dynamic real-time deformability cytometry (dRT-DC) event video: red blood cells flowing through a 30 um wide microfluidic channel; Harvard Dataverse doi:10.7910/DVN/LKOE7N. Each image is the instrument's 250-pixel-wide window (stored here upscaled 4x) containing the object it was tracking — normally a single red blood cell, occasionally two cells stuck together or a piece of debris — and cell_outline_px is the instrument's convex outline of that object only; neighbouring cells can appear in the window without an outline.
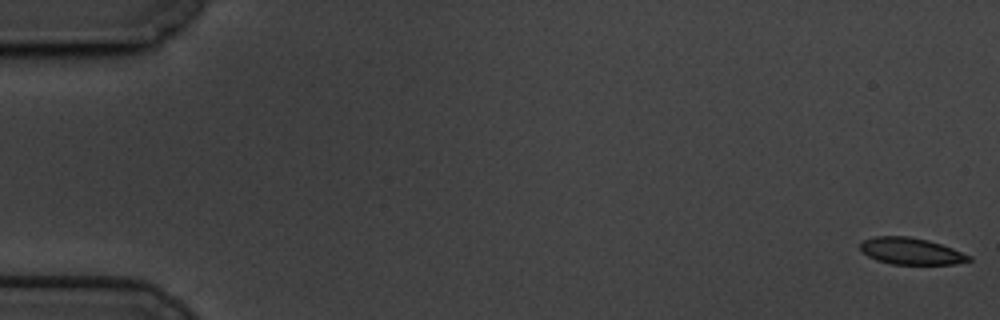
{"species": "common noctule bat (a hibernating species)", "species_latin": "Nyctalus noctula", "temperature_condition": "cold", "stored_images_in_passage": 60, "camera_frame_rate_fps": 3000, "um_per_image_px": 0.085, "animal": {"sex": "male", "body_mass_g": 19.5, "forearm_length_mm": 54.6}, "frame": {"image": 1, "passage_image": 1, "time_ms": 0.0, "image_size_px": [1000, 320], "cell_outline_px": [[972, 260], [956, 264], [892, 264], [876, 260], [860, 252], [860, 240], [872, 236], [908, 236], [928, 240], [952, 248], [972, 256]], "centroid_in_image_um": [77.39, 21.34], "position_along_channel_um": 7.6, "area_um2": 17.11}}
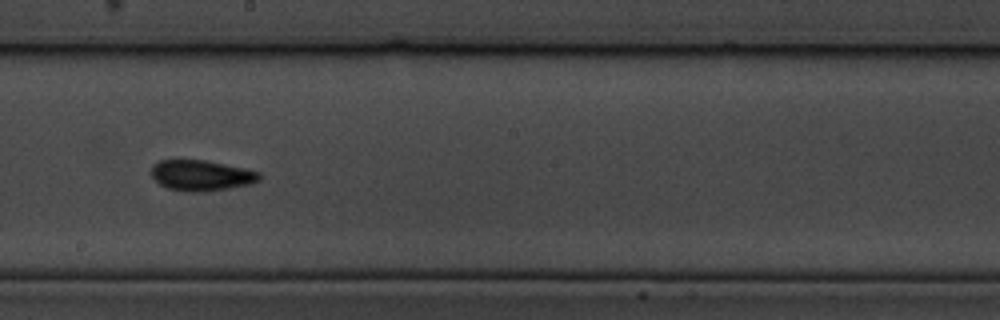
{"frame": {"image": 2, "passage_image": 34, "time_ms": 11.0, "image_size_px": [1000, 320], "cell_outline_px": [[264, 176], [260, 180], [248, 184], [228, 188], [204, 192], [188, 192], [168, 188], [160, 184], [152, 176], [152, 164], [160, 160], [204, 160], [244, 168], [260, 172]], "centroid_in_image_um": [17.13, 14.91], "position_along_channel_um": 231.1, "area_um2": 19.25}}
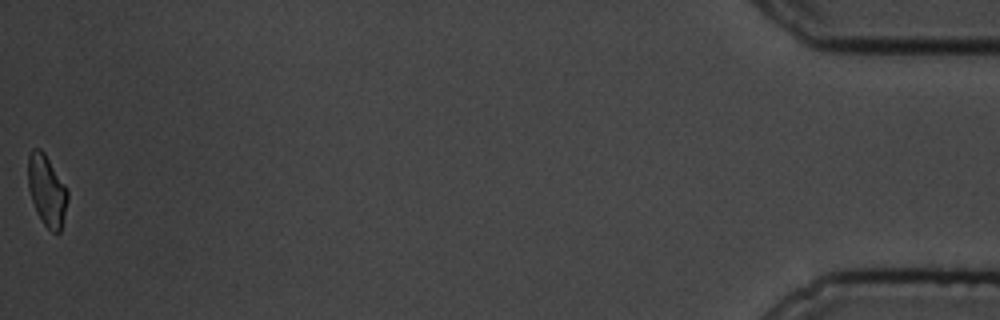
{"frame": {"image": 3, "passage_image": 60, "time_ms": 19.667, "image_size_px": [1000, 320], "cell_outline_px": [[68, 200], [60, 232], [52, 232], [44, 224], [36, 212], [28, 188], [28, 156], [32, 148], [40, 148], [44, 152], [68, 188]], "centroid_in_image_um": [3.98, 16.17], "position_along_channel_um": 431.2, "area_um2": 16.47}, "authors_computed_cell_mechanics": {"area_um2": 18.0625, "velocity_mm_per_s": 3.3865, "shape_relaxation_time_tau1_ms": 8.2457, "shape_relaxation_time_tau2_ms": 4.6624, "deformation_change_tau1": 0.1434, "deformation_change_tau2": 0.0863}}